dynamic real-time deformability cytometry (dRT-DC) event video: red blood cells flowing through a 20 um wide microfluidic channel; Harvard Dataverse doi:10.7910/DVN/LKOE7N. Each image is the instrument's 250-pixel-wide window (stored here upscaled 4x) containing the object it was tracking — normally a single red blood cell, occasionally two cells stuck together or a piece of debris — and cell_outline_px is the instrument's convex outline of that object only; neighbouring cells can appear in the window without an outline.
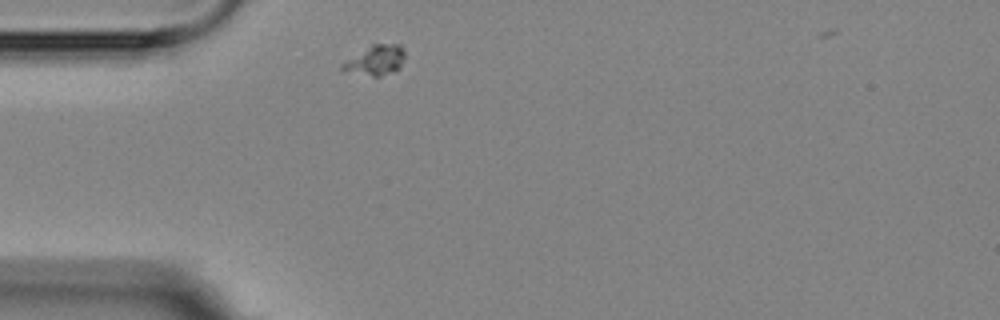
{"species": "Egyptian fruit bat (a non-hibernating species)", "species_latin": "Rousettus aegyptiacus", "temperature_condition": "room temperature", "stored_images_in_passage": 1, "camera_frame_rate_fps": 3000, "um_per_image_px": 0.085, "animal": {"sex": "female"}, "frame": {"image": 1, "passage_image": 1, "time_ms": 0.0, "image_size_px": [1000, 320], "cell_outline_px": [[404, 60], [400, 68], [380, 76], [372, 76], [344, 72], [340, 68], [340, 64], [372, 44], [400, 44], [404, 48]], "centroid_in_image_um": [31.91, 5.12], "position_along_channel_um": 53.1, "area_um2": 10.92}}